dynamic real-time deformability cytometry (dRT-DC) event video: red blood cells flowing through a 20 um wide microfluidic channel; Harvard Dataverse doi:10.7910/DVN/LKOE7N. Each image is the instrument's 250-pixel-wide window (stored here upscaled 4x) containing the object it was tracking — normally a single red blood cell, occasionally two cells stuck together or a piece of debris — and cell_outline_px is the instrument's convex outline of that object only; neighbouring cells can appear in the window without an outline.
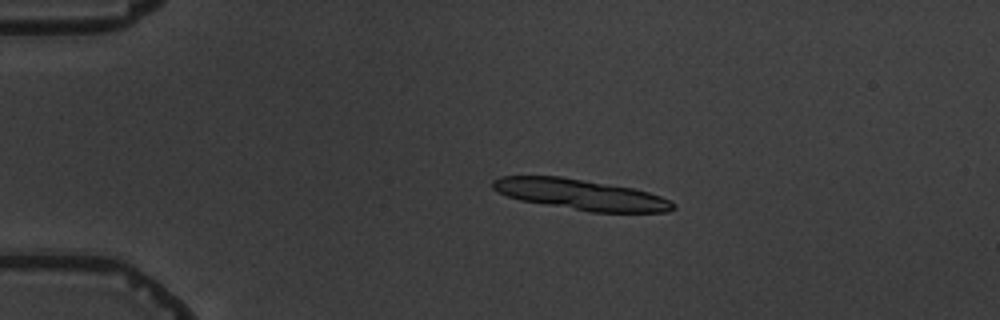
{"species": "common noctule bat (a hibernating species)", "species_latin": "Nyctalus noctula", "temperature_condition": "warm", "stored_images_in_passage": 11, "segment_of_instrument_passage": [1, 2], "camera_frame_rate_fps": 3000, "um_per_image_px": 0.085, "animal": {"sex": "male", "body_mass_g": 19.5, "forearm_length_mm": 54.6}, "frame": {"image": 1, "passage_image": 3, "time_ms": 3.333, "image_size_px": [1000, 320], "cell_outline_px": [[676, 208], [668, 212], [592, 212], [520, 200], [508, 196], [492, 188], [492, 180], [500, 176], [560, 176], [632, 188], [648, 192], [672, 200], [676, 204]], "centroid_in_image_um": [49.39, 16.54], "position_along_channel_um": 35.6, "area_um2": 32.02}}